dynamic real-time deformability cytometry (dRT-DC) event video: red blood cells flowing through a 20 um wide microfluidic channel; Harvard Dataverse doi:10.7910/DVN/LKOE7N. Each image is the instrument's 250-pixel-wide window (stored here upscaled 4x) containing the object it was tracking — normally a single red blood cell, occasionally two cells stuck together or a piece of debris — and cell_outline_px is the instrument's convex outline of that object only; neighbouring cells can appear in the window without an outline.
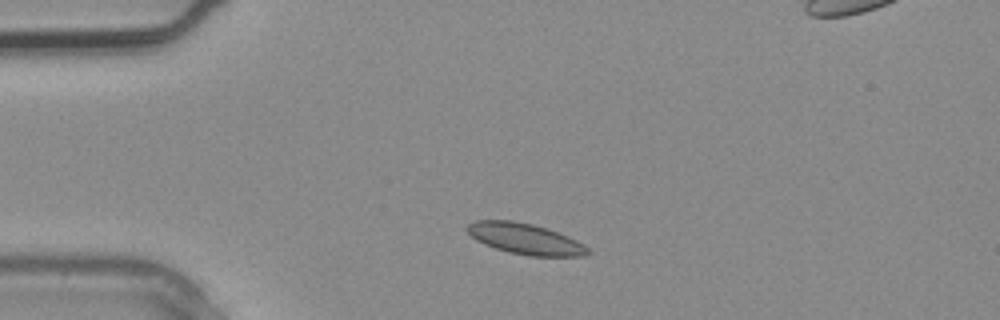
{"species": "common noctule bat (a hibernating species)", "species_latin": "Nyctalus noctula", "temperature_condition": "warm", "stored_images_in_passage": 3, "camera_frame_rate_fps": 3000, "um_per_image_px": 0.085, "animal": {"sex": "male", "body_mass_g": 20.4}, "frame": {"image": 1, "passage_image": 1, "time_ms": 0.0, "image_size_px": [1000, 320], "cell_outline_px": [[592, 252], [584, 256], [528, 256], [508, 252], [484, 244], [476, 240], [464, 228], [468, 224], [476, 220], [512, 220], [532, 224], [548, 228], [568, 236], [584, 244]], "centroid_in_image_um": [44.65, 20.3], "position_along_channel_um": 40.4, "area_um2": 21.85}}
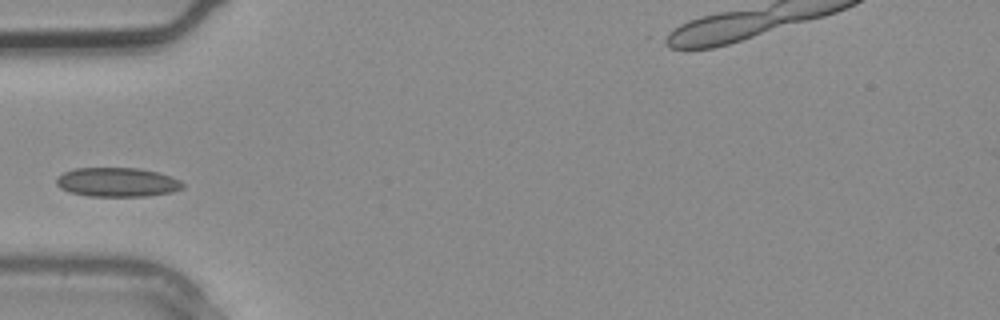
{"frame": {"image": 2, "passage_image": 2, "time_ms": 0.333, "image_size_px": [1000, 320], "cell_outline_px": [[184, 188], [172, 192], [148, 196], [88, 196], [68, 192], [60, 188], [56, 184], [56, 180], [64, 172], [76, 168], [140, 168], [172, 176], [180, 180], [184, 184]], "centroid_in_image_um": [9.99, 15.49], "position_along_channel_um": 75.0, "area_um2": 21.56}}